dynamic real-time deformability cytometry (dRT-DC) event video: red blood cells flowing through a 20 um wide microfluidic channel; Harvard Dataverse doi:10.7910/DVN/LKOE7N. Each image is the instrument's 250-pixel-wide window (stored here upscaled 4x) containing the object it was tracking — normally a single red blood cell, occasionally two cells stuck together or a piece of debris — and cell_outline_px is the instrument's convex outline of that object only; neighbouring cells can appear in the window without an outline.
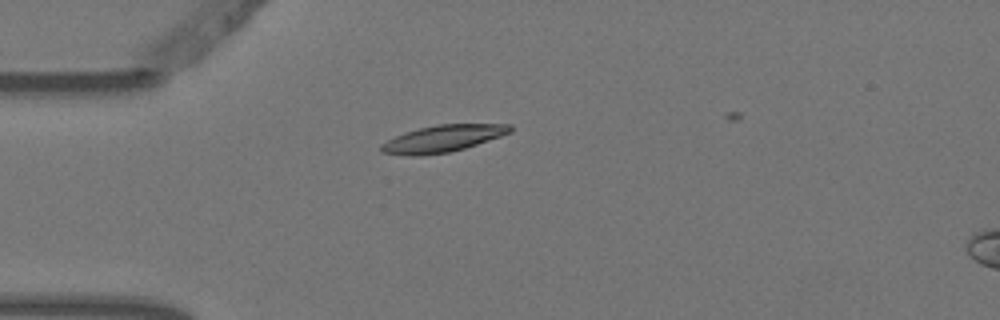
{"species": "Egyptian fruit bat (a non-hibernating species)", "species_latin": "Rousettus aegyptiacus", "temperature_condition": "warm", "stored_images_in_passage": 3, "camera_frame_rate_fps": 3000, "um_per_image_px": 0.085, "animal": {"sex": "female"}, "frame": {"image": 1, "passage_image": 2, "time_ms": 0.333, "image_size_px": [1000, 320], "cell_outline_px": [[512, 132], [464, 148], [448, 152], [420, 156], [412, 156], [380, 152], [380, 144], [404, 132], [420, 128], [440, 124], [512, 124]], "centroid_in_image_um": [37.62, 11.78], "position_along_channel_um": 47.4, "area_um2": 20.0}}